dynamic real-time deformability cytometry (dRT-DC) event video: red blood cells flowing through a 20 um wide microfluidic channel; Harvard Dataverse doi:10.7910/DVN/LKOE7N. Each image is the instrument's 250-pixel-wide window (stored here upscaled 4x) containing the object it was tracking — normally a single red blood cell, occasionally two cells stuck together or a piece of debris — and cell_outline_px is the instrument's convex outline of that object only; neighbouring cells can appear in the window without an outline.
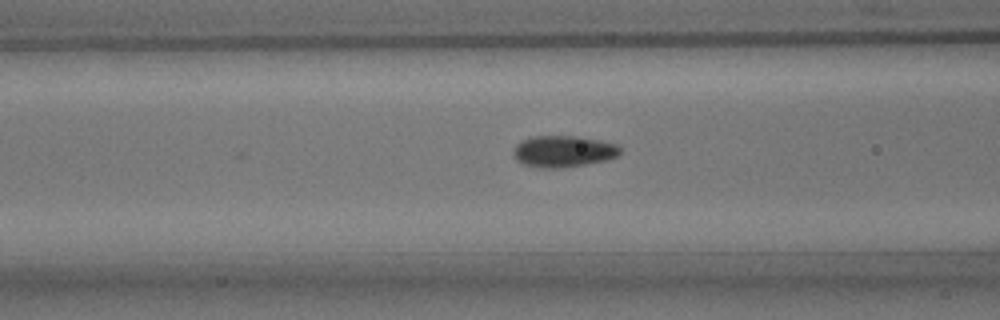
{"species": "common noctule bat (a hibernating species)", "species_latin": "Nyctalus noctula", "temperature_condition": "room temperature", "stored_images_in_passage": 41, "camera_frame_rate_fps": 3000, "um_per_image_px": 0.085, "animal": {"sex": "male", "body_mass_g": 15.6}, "frame": {"image": 1, "passage_image": 20, "time_ms": 6.333, "image_size_px": [1000, 320], "cell_outline_px": [[620, 152], [616, 156], [608, 160], [560, 168], [540, 168], [524, 164], [516, 160], [512, 152], [512, 148], [520, 140], [532, 136], [580, 136], [600, 140], [616, 144], [620, 148]], "centroid_in_image_um": [47.84, 12.85], "position_along_channel_um": 118.8, "area_um2": 19.77}}
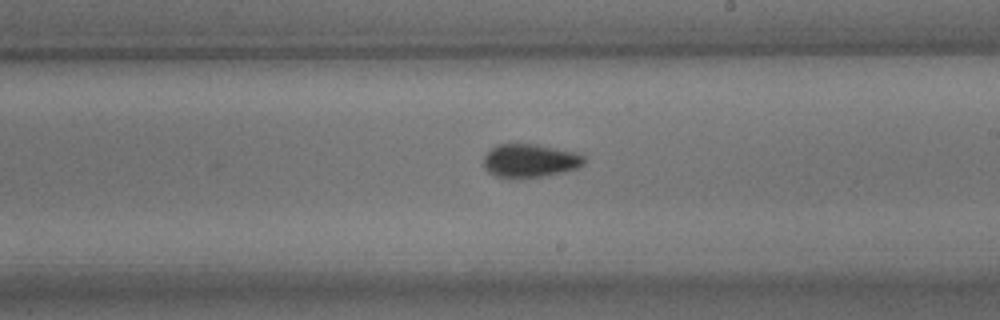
{"frame": {"image": 2, "passage_image": 30, "time_ms": 9.667, "image_size_px": [1000, 320], "cell_outline_px": [[584, 164], [576, 168], [564, 172], [544, 176], [520, 180], [516, 180], [496, 176], [488, 172], [484, 168], [484, 156], [496, 144], [536, 144], [576, 152], [584, 156]], "centroid_in_image_um": [45.02, 13.68], "position_along_channel_um": 244.0, "area_um2": 19.94}}
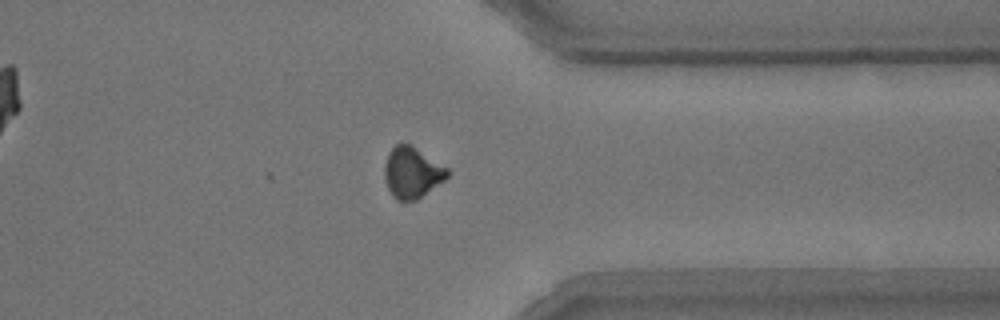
{"frame": {"image": 3, "passage_image": 41, "time_ms": 13.333, "image_size_px": [1000, 320], "cell_outline_px": [[452, 172], [444, 180], [416, 200], [396, 200], [392, 196], [388, 188], [384, 176], [384, 164], [388, 152], [396, 144], [412, 144], [448, 168]], "centroid_in_image_um": [35.02, 14.65], "position_along_channel_um": 376.4, "area_um2": 18.79}, "authors_computed_cell_mechanics": {"area_um2": 19.1318, "velocity_mm_per_s": 3.7538, "shape_relaxation_time_tau1_ms": 5.3347, "shape_relaxation_time_tau2_ms": 2.5801, "deformation_change_tau1": 0.1034, "deformation_change_tau2": 0.062}}